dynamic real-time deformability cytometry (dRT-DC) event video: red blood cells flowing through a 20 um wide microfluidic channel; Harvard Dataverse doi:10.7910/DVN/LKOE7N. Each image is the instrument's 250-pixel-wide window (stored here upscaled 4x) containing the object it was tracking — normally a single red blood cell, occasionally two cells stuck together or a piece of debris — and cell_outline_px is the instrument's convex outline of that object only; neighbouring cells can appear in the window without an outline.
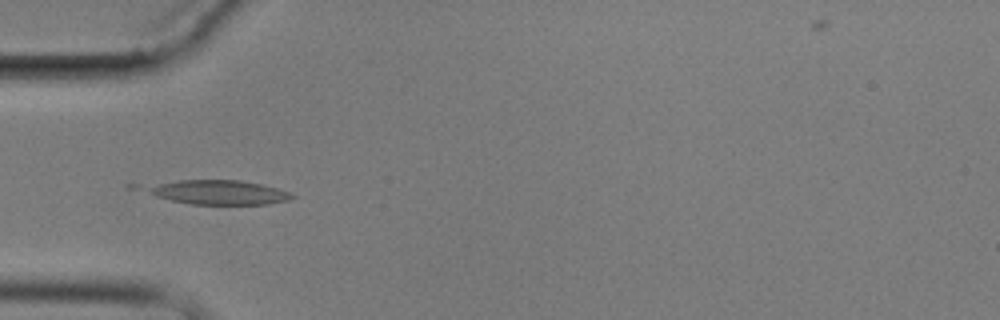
{"species": "common noctule bat (a hibernating species)", "species_latin": "Nyctalus noctula", "temperature_condition": "cold", "stored_images_in_passage": 6, "camera_frame_rate_fps": 3000, "um_per_image_px": 0.085, "animal": {"sex": "male", "body_mass_g": 17.9}, "frame": {"image": 1, "passage_image": 5, "time_ms": 5.0, "image_size_px": [1000, 320], "cell_outline_px": [[296, 196], [288, 200], [268, 204], [188, 204], [156, 196], [128, 188], [128, 184], [180, 180], [240, 180], [264, 184], [288, 192]], "centroid_in_image_um": [18.2, 16.31], "position_along_channel_um": 66.8, "area_um2": 21.85}}
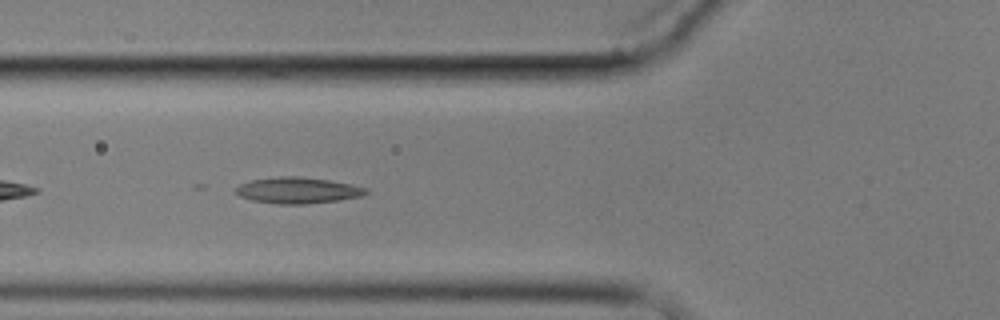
{"frame": {"image": 2, "passage_image": 6, "time_ms": 6.0, "image_size_px": [1000, 320], "cell_outline_px": [[368, 192], [360, 196], [340, 200], [304, 204], [276, 204], [252, 200], [240, 196], [236, 192], [236, 188], [240, 184], [252, 180], [280, 176], [296, 176], [328, 180], [352, 184], [368, 188]], "centroid_in_image_um": [25.32, 16.18], "position_along_channel_um": 100.5, "area_um2": 19.71}}